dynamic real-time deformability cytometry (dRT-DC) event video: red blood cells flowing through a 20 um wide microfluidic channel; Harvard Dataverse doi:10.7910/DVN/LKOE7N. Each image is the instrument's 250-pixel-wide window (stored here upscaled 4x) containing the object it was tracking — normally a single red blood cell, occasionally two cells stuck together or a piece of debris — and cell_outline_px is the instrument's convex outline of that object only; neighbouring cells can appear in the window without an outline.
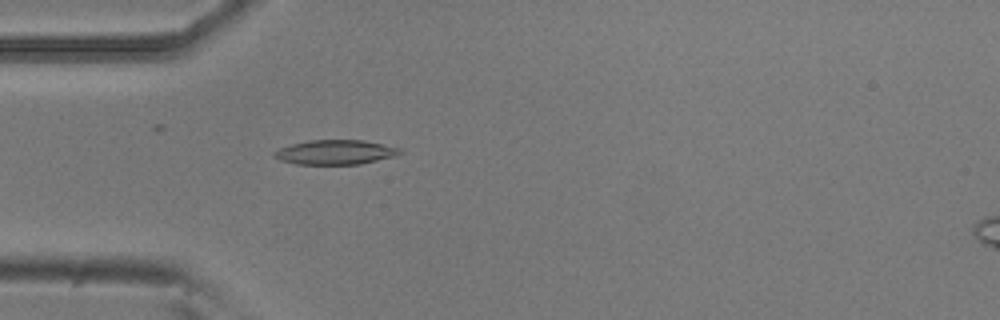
{"species": "common noctule bat (a hibernating species)", "species_latin": "Nyctalus noctula", "temperature_condition": "room temperature", "stored_images_in_passage": 53, "camera_frame_rate_fps": 3000, "um_per_image_px": 0.085, "animal": {"sex": "male", "body_mass_g": 20.5, "forearm_length_mm": 52.5}, "frame": {"image": 1, "passage_image": 15, "time_ms": 4.667, "image_size_px": [1000, 320], "cell_outline_px": [[404, 152], [396, 156], [360, 164], [296, 164], [280, 160], [272, 156], [272, 152], [280, 148], [292, 144], [308, 140], [364, 140], [400, 148]], "centroid_in_image_um": [28.5, 12.94], "position_along_channel_um": 56.5, "area_um2": 18.03}}
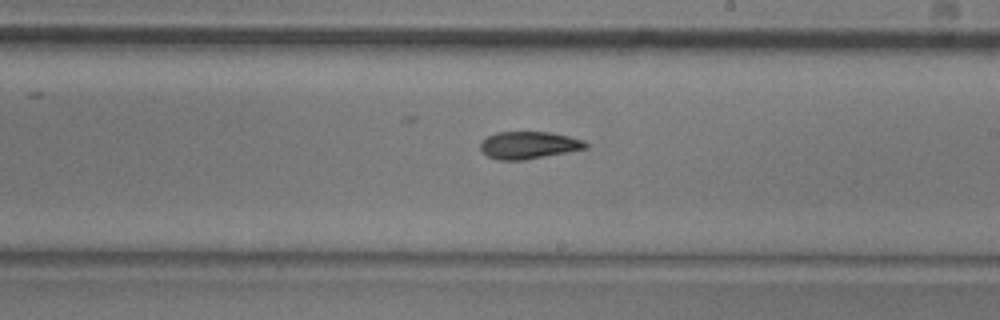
{"frame": {"image": 2, "passage_image": 30, "time_ms": 9.667, "image_size_px": [1000, 320], "cell_outline_px": [[588, 148], [524, 160], [496, 160], [488, 156], [480, 148], [480, 140], [496, 132], [548, 132], [568, 136], [584, 140], [588, 144]], "centroid_in_image_um": [44.92, 12.34], "position_along_channel_um": 244.1, "area_um2": 16.76}}
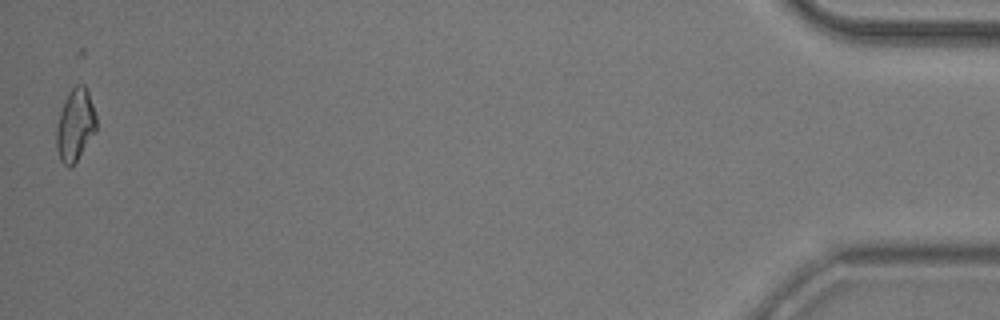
{"frame": {"image": 3, "passage_image": 52, "time_ms": 17.0, "image_size_px": [1000, 320], "cell_outline_px": [[96, 132], [72, 168], [68, 168], [60, 160], [56, 148], [56, 128], [60, 112], [68, 92], [76, 84], [84, 84], [88, 92], [96, 116]], "centroid_in_image_um": [6.39, 10.66], "position_along_channel_um": 428.8, "area_um2": 16.94}, "authors_computed_cell_mechanics": {"area_um2": 17.1088, "velocity_mm_per_s": 3.8155, "shape_relaxation_time_tau1_ms": 7.4663, "shape_relaxation_time_tau2_ms": null, "deformation_change_tau1": 0.1739, "deformation_change_tau2": null}}